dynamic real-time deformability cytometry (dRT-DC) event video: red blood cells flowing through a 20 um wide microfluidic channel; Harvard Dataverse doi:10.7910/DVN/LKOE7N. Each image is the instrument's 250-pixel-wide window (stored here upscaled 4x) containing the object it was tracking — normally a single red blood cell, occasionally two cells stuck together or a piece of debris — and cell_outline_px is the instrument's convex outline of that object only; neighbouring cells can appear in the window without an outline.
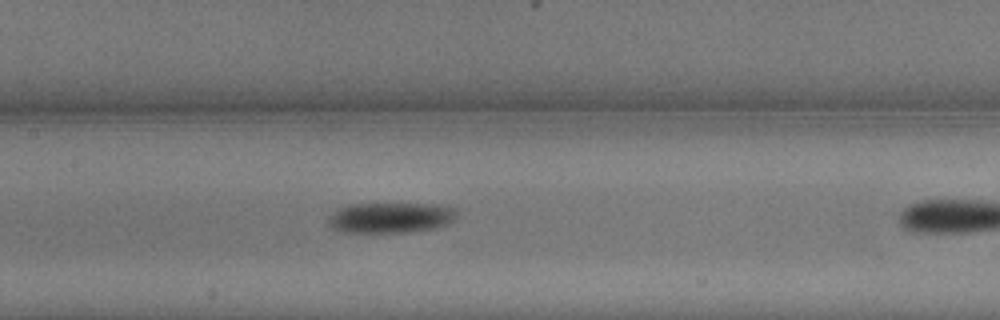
{"species": "common noctule bat (a hibernating species)", "species_latin": "Nyctalus noctula", "temperature_condition": "warm", "stored_images_in_passage": 9, "camera_frame_rate_fps": 3000, "um_per_image_px": 0.085, "animal": {"sex": "male", "body_mass_g": 13.3}, "frame": {"image": 1, "passage_image": 8, "time_ms": 2.333, "image_size_px": [1000, 320], "cell_outline_px": [[456, 216], [448, 224], [436, 228], [408, 232], [340, 232], [332, 228], [328, 224], [328, 216], [336, 208], [344, 204], [436, 204], [456, 208]], "centroid_in_image_um": [33.15, 18.49], "position_along_channel_um": 174.3, "area_um2": 23.12}}